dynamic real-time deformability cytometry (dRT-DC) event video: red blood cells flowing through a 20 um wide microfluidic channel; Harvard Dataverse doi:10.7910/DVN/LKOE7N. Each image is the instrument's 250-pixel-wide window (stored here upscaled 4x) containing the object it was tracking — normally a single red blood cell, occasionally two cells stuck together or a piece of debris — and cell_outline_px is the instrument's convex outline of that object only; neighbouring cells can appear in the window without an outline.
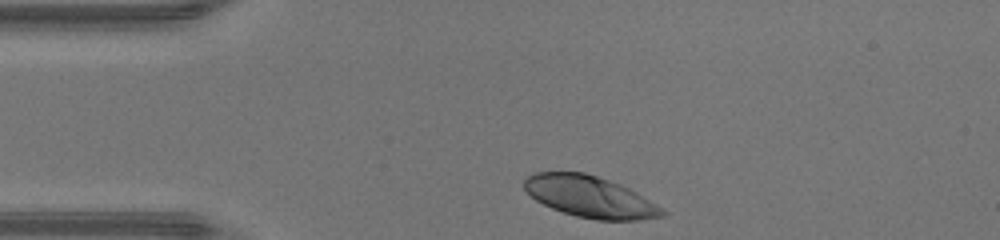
{"species": "human", "species_latin": "Homo sapiens", "temperature_condition": "warm", "stored_images_in_passage": 29, "camera_frame_rate_fps": 3000, "um_per_image_px": 0.085, "donor": {"sex": "male"}, "frame": {"image": 1, "passage_image": 1, "time_ms": 0.0, "image_size_px": [1000, 240], "cell_outline_px": [[668, 212], [664, 216], [636, 220], [596, 220], [576, 216], [552, 208], [536, 200], [524, 188], [524, 180], [528, 176], [536, 172], [584, 172], [620, 184], [636, 192]], "centroid_in_image_um": [50.15, 16.72], "position_along_channel_um": 34.9, "area_um2": 32.95}}
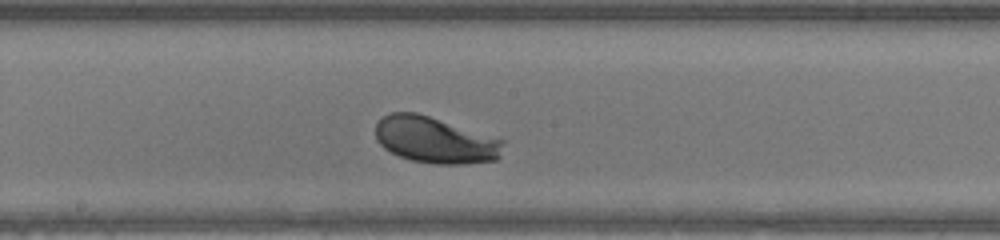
{"frame": {"image": 2, "passage_image": 16, "time_ms": 5.0, "image_size_px": [1000, 240], "cell_outline_px": [[504, 140], [500, 156], [496, 160], [464, 164], [436, 164], [412, 160], [400, 156], [384, 148], [376, 140], [376, 124], [384, 116], [392, 112], [416, 112]], "centroid_in_image_um": [36.97, 11.91], "position_along_channel_um": 211.2, "area_um2": 34.1}}
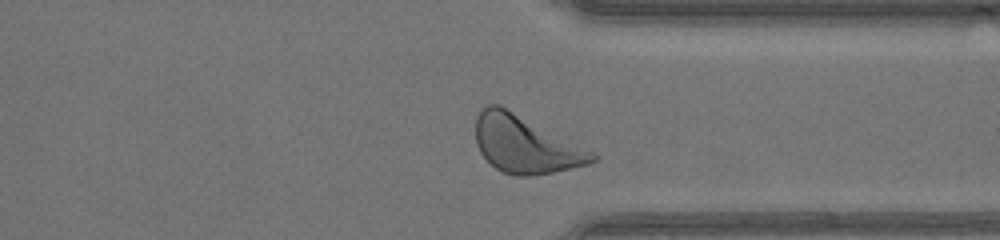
{"frame": {"image": 3, "passage_image": 27, "time_ms": 8.667, "image_size_px": [1000, 240], "cell_outline_px": [[596, 160], [588, 164], [552, 172], [532, 176], [516, 176], [504, 172], [496, 168], [480, 152], [476, 144], [476, 116], [488, 104], [500, 104], [592, 152], [596, 156]], "centroid_in_image_um": [44.61, 12.27], "position_along_channel_um": 366.8, "area_um2": 38.15}, "authors_computed_cell_mechanics": {"area_um2": 33.813, "velocity_mm_per_s": 4.2799, "shape_relaxation_time_tau1_ms": 1.3196, "shape_relaxation_time_tau2_ms": null, "deformation_change_tau1": 0.1187, "deformation_change_tau2": null}}